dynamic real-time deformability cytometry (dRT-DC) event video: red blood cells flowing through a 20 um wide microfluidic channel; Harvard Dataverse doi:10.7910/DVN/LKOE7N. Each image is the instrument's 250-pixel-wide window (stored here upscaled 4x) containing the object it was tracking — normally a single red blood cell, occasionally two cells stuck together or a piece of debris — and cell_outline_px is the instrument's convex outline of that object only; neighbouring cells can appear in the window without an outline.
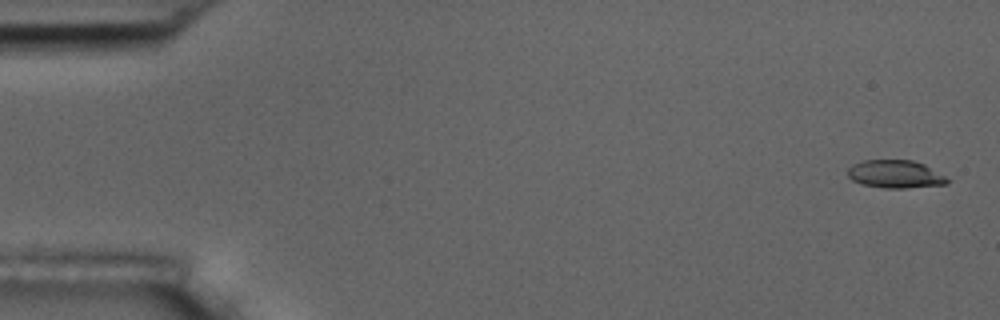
{"species": "common noctule bat (a hibernating species)", "species_latin": "Nyctalus noctula", "temperature_condition": "room temperature", "stored_images_in_passage": 4, "camera_frame_rate_fps": 3000, "um_per_image_px": 0.085, "animal": {"sex": "male", "body_mass_g": 17.5, "forearm_length_mm": 52.3}, "frame": {"image": 1, "passage_image": 1, "time_ms": 0.0, "image_size_px": [1000, 320], "cell_outline_px": [[952, 180], [948, 184], [904, 188], [884, 188], [860, 184], [852, 180], [848, 176], [848, 168], [852, 164], [864, 160], [912, 160], [924, 164]], "centroid_in_image_um": [76.1, 14.8], "position_along_channel_um": 8.9, "area_um2": 16.3}}
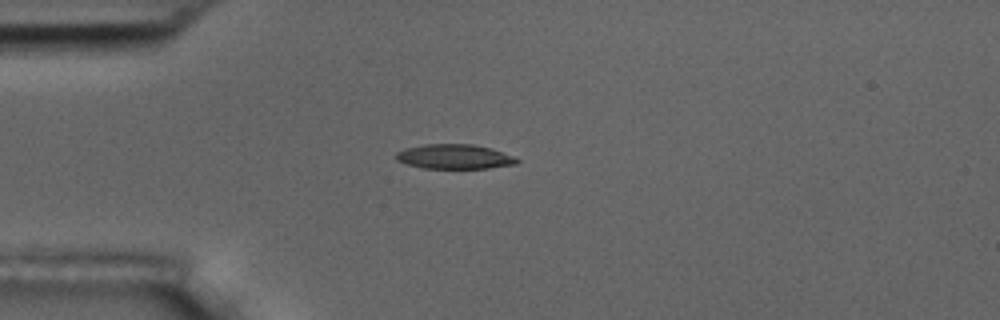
{"frame": {"image": 2, "passage_image": 4, "time_ms": 4.333, "image_size_px": [1000, 320], "cell_outline_px": [[520, 160], [516, 164], [488, 168], [424, 168], [408, 164], [396, 160], [396, 152], [404, 148], [424, 144], [472, 144], [488, 148], [512, 156]], "centroid_in_image_um": [38.58, 13.31], "position_along_channel_um": 46.4, "area_um2": 17.11}}